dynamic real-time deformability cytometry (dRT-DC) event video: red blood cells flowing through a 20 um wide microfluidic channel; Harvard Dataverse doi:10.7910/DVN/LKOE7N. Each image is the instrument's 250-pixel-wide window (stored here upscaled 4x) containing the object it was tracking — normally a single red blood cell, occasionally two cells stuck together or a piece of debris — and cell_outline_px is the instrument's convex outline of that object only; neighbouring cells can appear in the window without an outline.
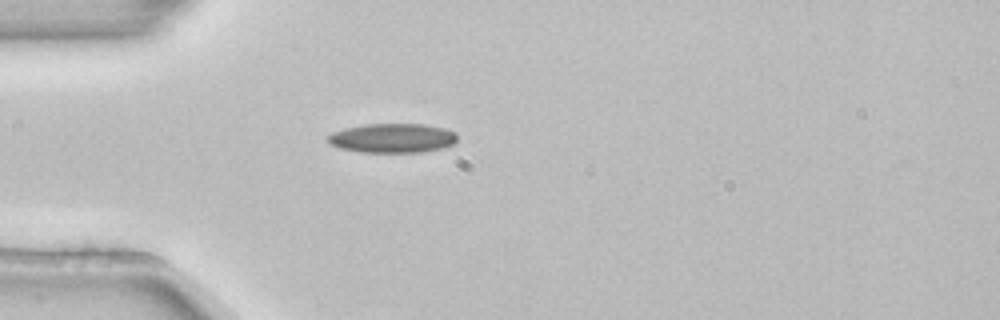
{"species": "common noctule bat (a hibernating species)", "species_latin": "Nyctalus noctula", "temperature_condition": "room temperature", "stored_images_in_passage": 1, "camera_frame_rate_fps": 3000, "um_per_image_px": 0.085, "animal": {"sex": "female", "body_mass_g": 22.7, "forearm_length_mm": 54.2}, "frame": {"image": 1, "passage_image": 1, "time_ms": 0.0, "image_size_px": [1000, 320], "cell_outline_px": [[456, 140], [452, 144], [440, 148], [420, 152], [360, 152], [340, 148], [332, 144], [324, 136], [332, 132], [344, 128], [364, 124], [424, 124], [444, 128], [456, 132]], "centroid_in_image_um": [33.32, 11.73], "position_along_channel_um": 51.7, "area_um2": 22.08}}